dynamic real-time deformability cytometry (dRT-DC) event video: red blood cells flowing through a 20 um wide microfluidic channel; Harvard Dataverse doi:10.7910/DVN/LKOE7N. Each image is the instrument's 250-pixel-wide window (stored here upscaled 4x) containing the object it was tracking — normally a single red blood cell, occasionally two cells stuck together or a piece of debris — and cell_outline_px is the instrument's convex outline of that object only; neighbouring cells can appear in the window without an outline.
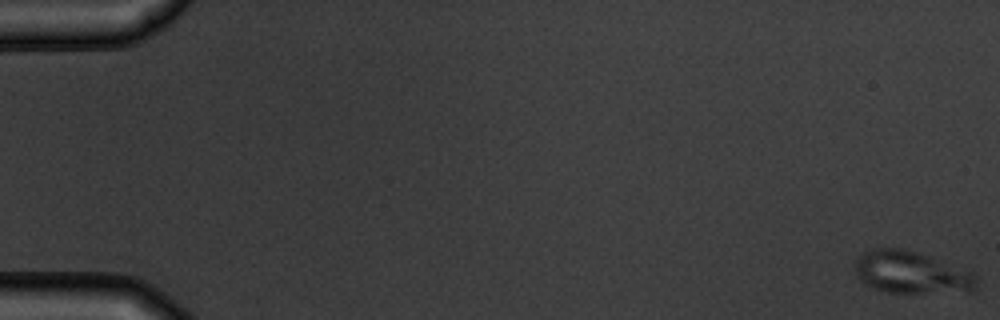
{"species": "common noctule bat (a hibernating species)", "species_latin": "Nyctalus noctula", "temperature_condition": "warm", "stored_images_in_passage": 6, "camera_frame_rate_fps": 3000, "um_per_image_px": 0.085, "animal": {"sex": "male", "body_mass_g": 19.5, "forearm_length_mm": 54.6}, "frame": {"image": 1, "passage_image": 1, "time_ms": 0.0, "image_size_px": [1000, 320], "cell_outline_px": [[976, 284], [972, 288], [920, 292], [888, 292], [872, 288], [860, 280], [856, 272], [856, 256], [864, 252], [876, 248], [904, 248], [928, 256], [972, 272], [976, 276]], "centroid_in_image_um": [77.33, 23.11], "position_along_channel_um": 7.7, "area_um2": 28.78}}